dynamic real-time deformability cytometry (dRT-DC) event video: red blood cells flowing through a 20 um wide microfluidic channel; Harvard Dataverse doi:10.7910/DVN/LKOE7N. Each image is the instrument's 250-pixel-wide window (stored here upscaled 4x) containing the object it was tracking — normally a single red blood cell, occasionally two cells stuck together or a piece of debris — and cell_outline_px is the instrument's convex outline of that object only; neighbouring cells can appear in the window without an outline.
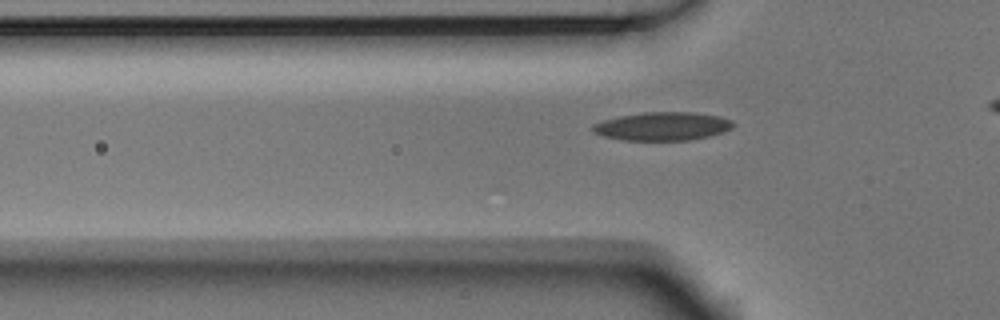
{"species": "Egyptian fruit bat (a non-hibernating species)", "species_latin": "Rousettus aegyptiacus", "temperature_condition": "room temperature", "stored_images_in_passage": 39, "camera_frame_rate_fps": 3000, "um_per_image_px": 0.085, "animal": {"sex": "male"}, "frame": {"image": 1, "passage_image": 12, "time_ms": 3.667, "image_size_px": [1000, 320], "cell_outline_px": [[732, 128], [724, 132], [708, 136], [688, 140], [624, 140], [604, 136], [592, 132], [588, 128], [592, 124], [604, 120], [620, 116], [644, 112], [696, 112], [720, 116], [732, 120]], "centroid_in_image_um": [56.29, 10.73], "position_along_channel_um": 69.5, "area_um2": 23.29}}
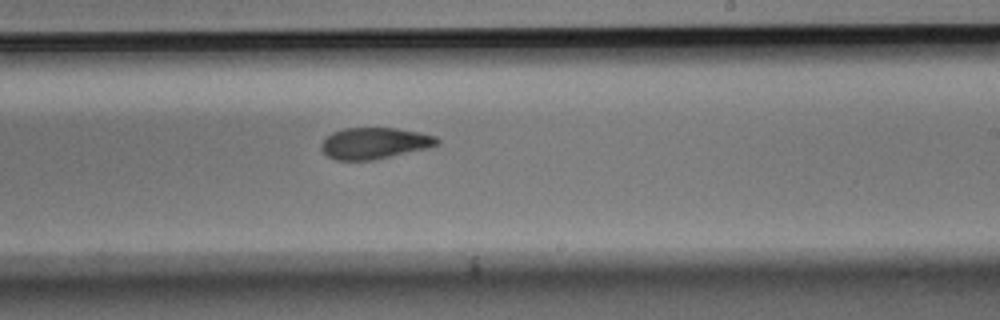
{"frame": {"image": 2, "passage_image": 27, "time_ms": 8.667, "image_size_px": [1000, 320], "cell_outline_px": [[440, 144], [428, 148], [372, 160], [336, 160], [328, 156], [320, 148], [320, 144], [332, 132], [344, 128], [396, 128], [420, 132], [436, 136], [440, 140]], "centroid_in_image_um": [31.85, 12.17], "position_along_channel_um": 257.1, "area_um2": 21.15}}
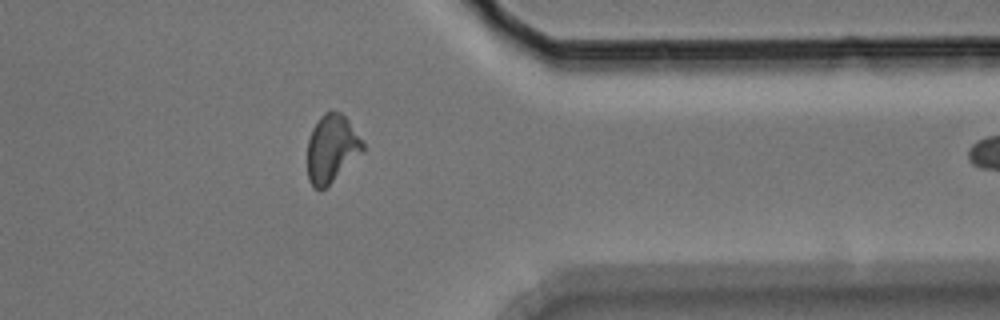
{"frame": {"image": 3, "passage_image": 38, "time_ms": 12.333, "image_size_px": [1000, 320], "cell_outline_px": [[364, 152], [324, 188], [312, 188], [308, 180], [308, 140], [312, 128], [320, 116], [324, 112], [340, 112], [348, 120], [364, 144]], "centroid_in_image_um": [28.18, 12.63], "position_along_channel_um": 383.2, "area_um2": 21.62}}